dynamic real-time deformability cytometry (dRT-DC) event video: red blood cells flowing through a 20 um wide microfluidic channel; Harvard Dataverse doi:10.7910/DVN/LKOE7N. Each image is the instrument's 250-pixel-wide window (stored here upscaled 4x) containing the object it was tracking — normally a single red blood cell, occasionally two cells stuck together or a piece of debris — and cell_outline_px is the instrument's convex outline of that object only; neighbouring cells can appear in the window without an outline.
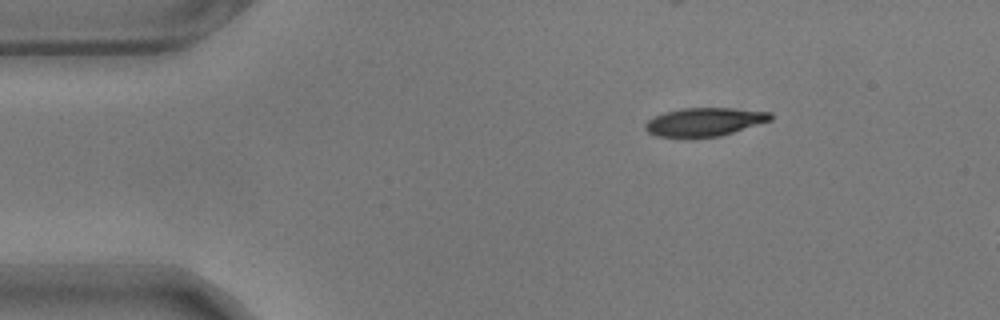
{"species": "common noctule bat (a hibernating species)", "species_latin": "Nyctalus noctula", "temperature_condition": "warm", "stored_images_in_passage": 7, "camera_frame_rate_fps": 3000, "um_per_image_px": 0.085, "animal": {"sex": "male", "body_mass_g": 17.9}, "frame": {"image": 1, "passage_image": 1, "time_ms": 0.0, "image_size_px": [1000, 320], "cell_outline_px": [[772, 120], [720, 136], [696, 140], [688, 140], [656, 136], [648, 132], [644, 128], [644, 124], [648, 120], [656, 116], [668, 112], [684, 108], [732, 108], [772, 112]], "centroid_in_image_um": [59.86, 10.41], "position_along_channel_um": 25.1, "area_um2": 21.33}}